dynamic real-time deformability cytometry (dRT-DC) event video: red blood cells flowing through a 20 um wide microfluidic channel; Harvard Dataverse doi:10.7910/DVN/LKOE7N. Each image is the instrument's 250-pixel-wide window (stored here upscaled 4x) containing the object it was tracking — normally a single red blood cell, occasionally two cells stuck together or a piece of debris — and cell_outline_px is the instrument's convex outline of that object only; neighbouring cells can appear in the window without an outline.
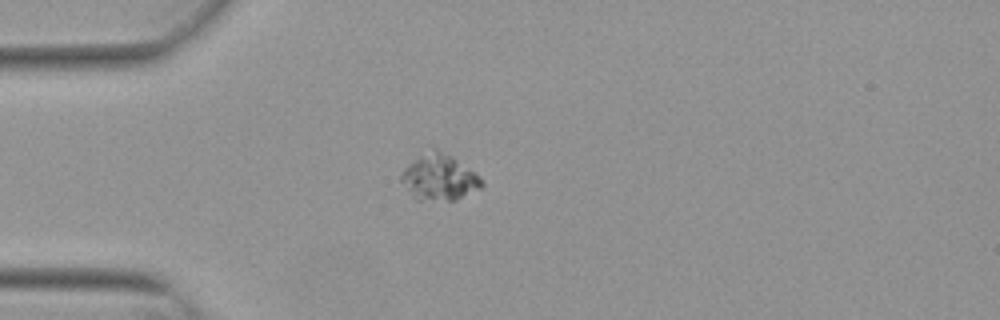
{"species": "Egyptian fruit bat (a non-hibernating species)", "species_latin": "Rousettus aegyptiacus", "temperature_condition": "warm", "stored_images_in_passage": 40, "camera_frame_rate_fps": 3000, "um_per_image_px": 0.085, "animal": {"sex": "female"}, "frame": {"image": 1, "passage_image": 1, "time_ms": 0.0, "image_size_px": [1000, 320], "cell_outline_px": [[484, 184], [480, 188], [456, 200], [416, 200], [412, 196], [400, 180], [400, 176], [404, 168], [432, 144], [452, 156], [480, 176]], "centroid_in_image_um": [37.31, 15.03], "position_along_channel_um": 47.7, "area_um2": 21.85}}
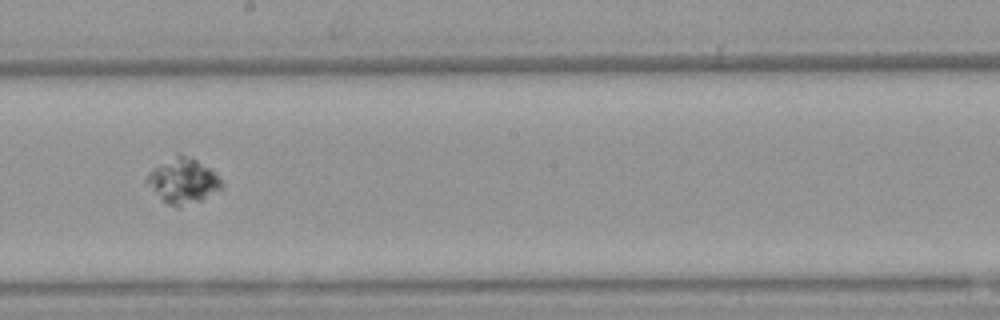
{"frame": {"image": 2, "passage_image": 17, "time_ms": 5.333, "image_size_px": [1000, 320], "cell_outline_px": [[220, 188], [200, 200], [180, 208], [176, 208], [168, 204], [144, 180], [148, 172], [152, 168], [176, 152], [180, 152], [192, 156], [216, 172], [220, 180]], "centroid_in_image_um": [15.52, 15.31], "position_along_channel_um": 232.7, "area_um2": 19.71}}
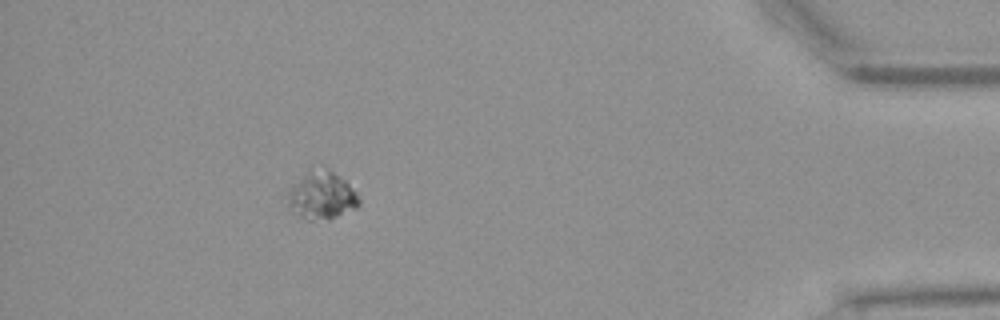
{"frame": {"image": 3, "passage_image": 35, "time_ms": 11.333, "image_size_px": [1000, 320], "cell_outline_px": [[360, 204], [356, 208], [328, 220], [308, 220], [300, 216], [288, 204], [288, 188], [308, 168], [332, 172], [344, 180], [356, 192], [360, 200]], "centroid_in_image_um": [27.33, 16.63], "position_along_channel_um": 407.9, "area_um2": 19.59}}